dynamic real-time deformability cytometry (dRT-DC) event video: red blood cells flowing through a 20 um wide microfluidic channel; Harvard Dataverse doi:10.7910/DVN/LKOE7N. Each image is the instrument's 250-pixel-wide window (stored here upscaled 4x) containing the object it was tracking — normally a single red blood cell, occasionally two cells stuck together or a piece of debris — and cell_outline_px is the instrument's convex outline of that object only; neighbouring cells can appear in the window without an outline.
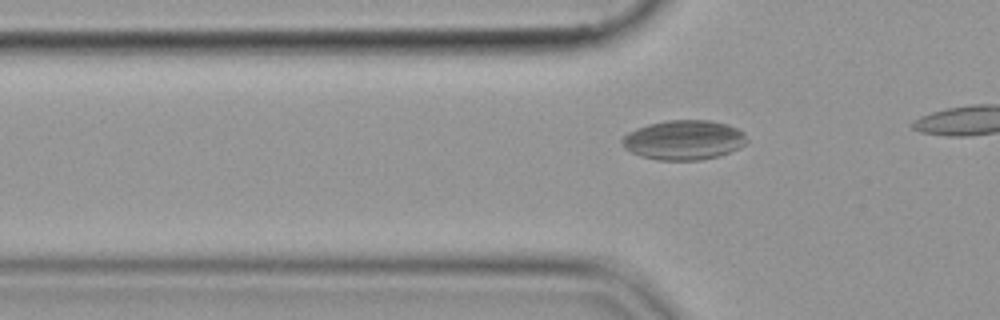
{"species": "common noctule bat (a hibernating species)", "species_latin": "Nyctalus noctula", "temperature_condition": "cold", "stored_images_in_passage": 15, "camera_frame_rate_fps": 3000, "um_per_image_px": 0.085, "animal": {"sex": "female", "body_mass_g": 19.9}, "frame": {"image": 1, "passage_image": 9, "time_ms": 2.667, "image_size_px": [1000, 320], "cell_outline_px": [[748, 140], [740, 148], [720, 156], [700, 160], [656, 160], [640, 156], [628, 152], [624, 148], [620, 140], [628, 132], [636, 128], [648, 124], [668, 120], [708, 120], [728, 124], [744, 132]], "centroid_in_image_um": [58.11, 11.91], "position_along_channel_um": 67.7, "area_um2": 29.13}}
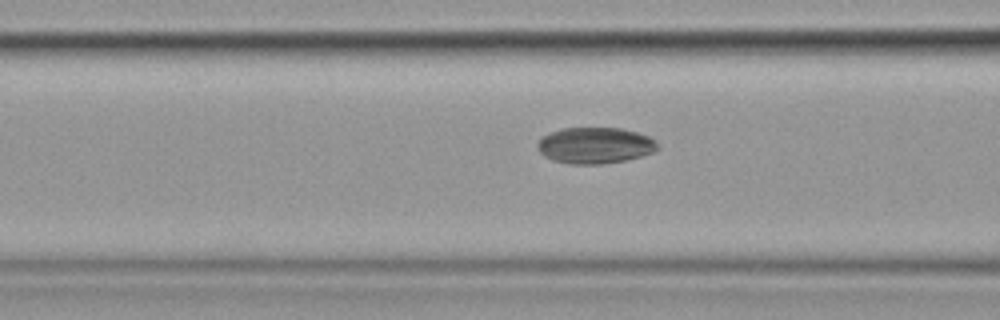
{"frame": {"image": 2, "passage_image": 13, "time_ms": 4.0, "image_size_px": [1000, 320], "cell_outline_px": [[660, 148], [656, 152], [628, 160], [600, 164], [572, 164], [552, 160], [544, 156], [536, 148], [536, 144], [540, 136], [548, 132], [560, 128], [620, 128], [636, 132], [648, 136], [656, 140], [660, 144]], "centroid_in_image_um": [50.58, 12.36], "position_along_channel_um": 116.0, "area_um2": 25.89}}